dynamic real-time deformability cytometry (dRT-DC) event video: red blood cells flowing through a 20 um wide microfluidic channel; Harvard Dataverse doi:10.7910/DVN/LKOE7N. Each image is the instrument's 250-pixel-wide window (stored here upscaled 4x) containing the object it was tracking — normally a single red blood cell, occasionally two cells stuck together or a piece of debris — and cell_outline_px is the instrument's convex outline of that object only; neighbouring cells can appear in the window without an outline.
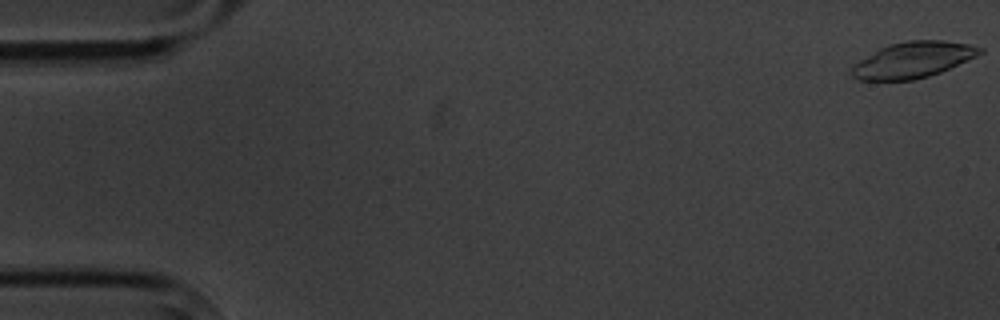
{"species": "common noctule bat (a hibernating species)", "species_latin": "Nyctalus noctula", "temperature_condition": "cold", "stored_images_in_passage": 9, "camera_frame_rate_fps": 3000, "um_per_image_px": 0.085, "animal": {"sex": "male", "body_mass_g": 20.1, "forearm_length_mm": 53.5}, "frame": {"image": 1, "passage_image": 1, "time_ms": 0.0, "image_size_px": [1000, 320], "cell_outline_px": [[984, 52], [968, 60], [940, 72], [928, 76], [912, 80], [860, 80], [852, 76], [848, 72], [860, 60], [880, 48], [888, 44], [908, 40], [940, 40], [968, 44], [984, 48]], "centroid_in_image_um": [77.61, 5.09], "position_along_channel_um": 7.4, "area_um2": 26.65}}